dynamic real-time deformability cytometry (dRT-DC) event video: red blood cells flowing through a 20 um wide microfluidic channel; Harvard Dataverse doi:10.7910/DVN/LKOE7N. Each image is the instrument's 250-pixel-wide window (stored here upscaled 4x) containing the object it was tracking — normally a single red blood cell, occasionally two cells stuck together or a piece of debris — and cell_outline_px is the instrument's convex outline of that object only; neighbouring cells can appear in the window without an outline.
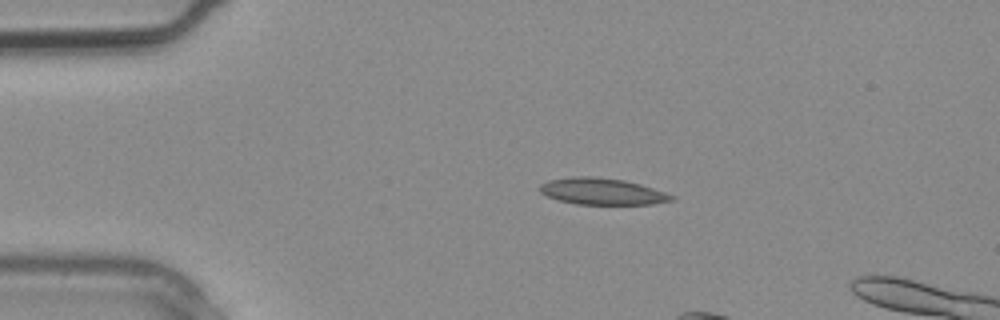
{"species": "common noctule bat (a hibernating species)", "species_latin": "Nyctalus noctula", "temperature_condition": "warm", "stored_images_in_passage": 2, "camera_frame_rate_fps": 3000, "um_per_image_px": 0.085, "animal": {"sex": "male", "body_mass_g": 20.4}, "frame": {"image": 1, "passage_image": 1, "time_ms": 0.0, "image_size_px": [1000, 320], "cell_outline_px": [[676, 200], [652, 204], [576, 204], [560, 200], [548, 196], [540, 192], [540, 184], [548, 180], [572, 176], [592, 176], [624, 180], [640, 184], [676, 196]], "centroid_in_image_um": [51.19, 16.26], "position_along_channel_um": 33.8, "area_um2": 20.35}}